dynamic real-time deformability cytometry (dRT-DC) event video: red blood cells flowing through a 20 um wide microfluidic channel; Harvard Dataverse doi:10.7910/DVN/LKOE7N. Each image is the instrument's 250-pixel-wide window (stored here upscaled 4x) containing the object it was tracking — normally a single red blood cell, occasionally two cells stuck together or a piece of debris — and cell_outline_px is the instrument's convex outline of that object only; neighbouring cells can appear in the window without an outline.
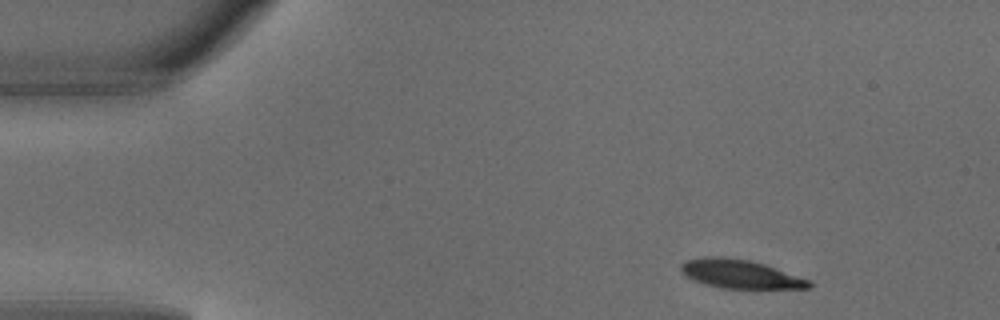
{"species": "common noctule bat (a hibernating species)", "species_latin": "Nyctalus noctula", "temperature_condition": "warm", "stored_images_in_passage": 3, "camera_frame_rate_fps": 3000, "um_per_image_px": 0.085, "animal": {"sex": "male", "body_mass_g": 18.8}, "frame": {"image": 1, "passage_image": 1, "time_ms": 0.0, "image_size_px": [1000, 320], "cell_outline_px": [[816, 284], [812, 288], [720, 288], [704, 284], [680, 272], [680, 264], [688, 260], [704, 256], [720, 256], [748, 260], [764, 264], [812, 280]], "centroid_in_image_um": [62.97, 23.29], "position_along_channel_um": 22.0, "area_um2": 21.44}}
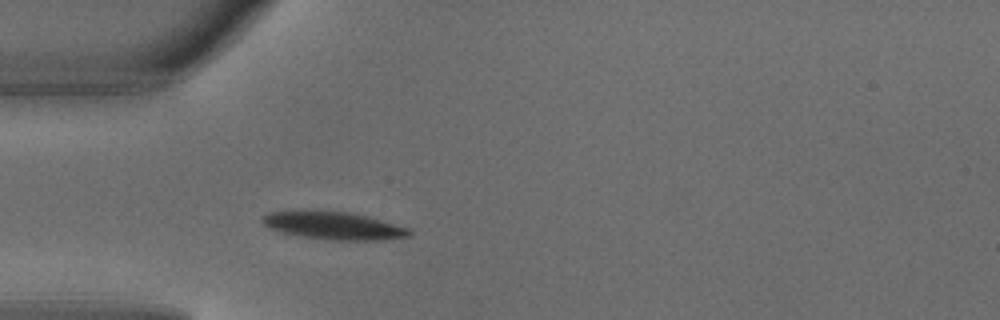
{"frame": {"image": 2, "passage_image": 3, "time_ms": 0.667, "image_size_px": [1000, 320], "cell_outline_px": [[412, 236], [380, 240], [328, 240], [300, 236], [280, 232], [268, 228], [260, 220], [268, 212], [348, 212], [368, 216], [412, 228]], "centroid_in_image_um": [28.44, 19.21], "position_along_channel_um": 56.6, "area_um2": 23.52}}